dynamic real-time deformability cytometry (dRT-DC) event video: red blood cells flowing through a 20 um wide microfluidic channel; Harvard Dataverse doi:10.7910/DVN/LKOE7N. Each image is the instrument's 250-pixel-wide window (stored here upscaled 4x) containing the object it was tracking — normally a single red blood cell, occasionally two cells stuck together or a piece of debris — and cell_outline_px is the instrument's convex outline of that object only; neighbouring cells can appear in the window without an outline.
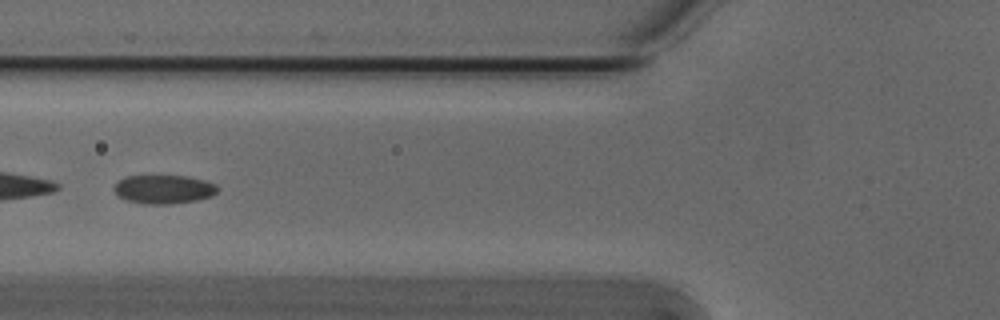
{"species": "Egyptian fruit bat (a non-hibernating species)", "species_latin": "Rousettus aegyptiacus", "temperature_condition": "cold", "stored_images_in_passage": 6, "segment_of_instrument_passage": [2, 2], "camera_frame_rate_fps": 3000, "um_per_image_px": 0.085, "animal": {"sex": "male"}, "frame": {"image": 1, "passage_image": 6, "time_ms": 1.667, "image_size_px": [1000, 320], "cell_outline_px": [[220, 188], [212, 196], [196, 200], [172, 204], [144, 204], [128, 200], [120, 196], [112, 188], [120, 180], [128, 176], [184, 176], [204, 180], [216, 184]], "centroid_in_image_um": [13.96, 16.09], "position_along_channel_um": 111.8, "area_um2": 17.17}}